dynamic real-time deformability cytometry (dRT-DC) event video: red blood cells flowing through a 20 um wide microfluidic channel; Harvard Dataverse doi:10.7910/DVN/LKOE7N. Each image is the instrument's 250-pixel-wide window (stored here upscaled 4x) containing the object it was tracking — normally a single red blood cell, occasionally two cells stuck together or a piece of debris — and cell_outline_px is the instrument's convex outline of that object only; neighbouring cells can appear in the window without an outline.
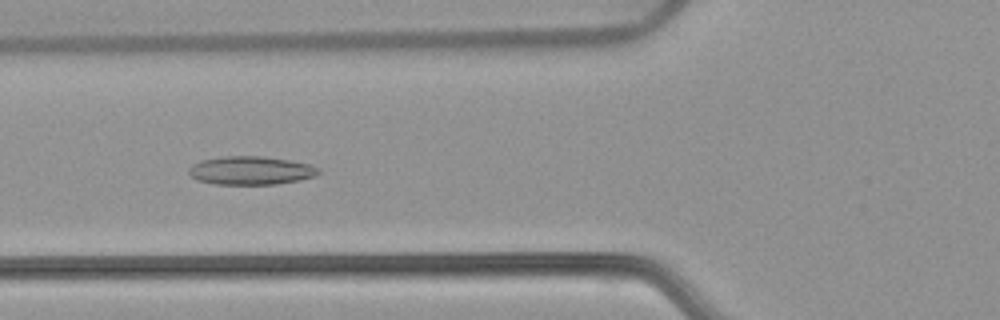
{"species": "common noctule bat (a hibernating species)", "species_latin": "Nyctalus noctula", "temperature_condition": "warm", "stored_images_in_passage": 53, "camera_frame_rate_fps": 3000, "um_per_image_px": 0.085, "animal": {"sex": "female", "body_mass_g": 22.7, "forearm_length_mm": 54.2}, "frame": {"image": 1, "passage_image": 20, "time_ms": 6.333, "image_size_px": [1000, 320], "cell_outline_px": [[320, 172], [316, 176], [300, 180], [276, 184], [216, 184], [196, 180], [188, 172], [188, 168], [192, 164], [200, 160], [224, 156], [264, 156], [312, 164], [320, 168]], "centroid_in_image_um": [21.33, 14.49], "position_along_channel_um": 104.5, "area_um2": 21.68}}
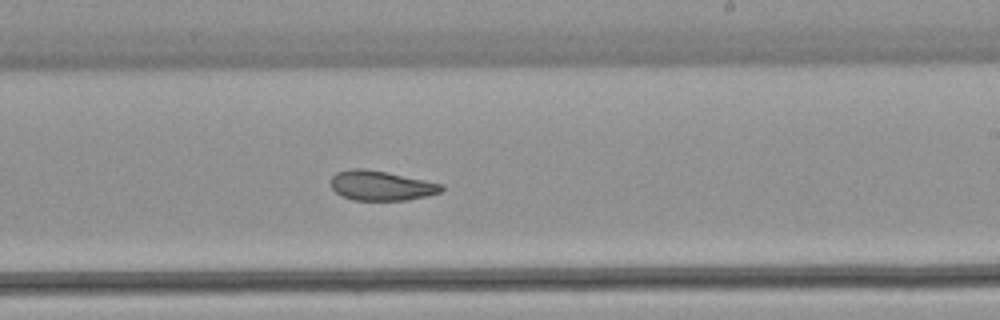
{"frame": {"image": 2, "passage_image": 32, "time_ms": 10.333, "image_size_px": [1000, 320], "cell_outline_px": [[444, 188], [440, 192], [428, 196], [408, 200], [352, 200], [340, 196], [332, 188], [332, 176], [336, 172], [348, 168], [364, 168], [444, 184]], "centroid_in_image_um": [32.38, 15.78], "position_along_channel_um": 256.6, "area_um2": 19.19}}
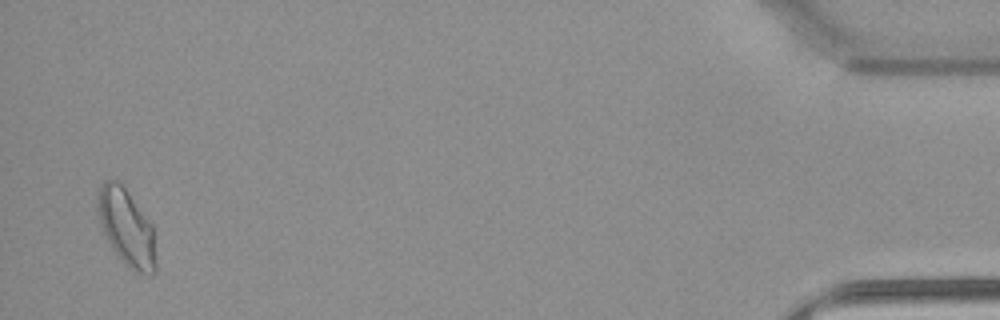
{"frame": {"image": 3, "passage_image": 52, "time_ms": 17.0, "image_size_px": [1000, 320], "cell_outline_px": [[156, 272], [148, 276], [136, 272], [128, 268], [124, 264], [112, 248], [104, 232], [96, 208], [96, 196], [104, 180], [116, 180], [124, 188], [152, 224], [156, 264]], "centroid_in_image_um": [10.75, 19.38], "position_along_channel_um": 424.4, "area_um2": 25.84}, "authors_computed_cell_mechanics": {"area_um2": 21.675, "velocity_mm_per_s": 3.8036, "shape_relaxation_time_tau1_ms": null, "shape_relaxation_time_tau2_ms": 1.7744, "deformation_change_tau1": null, "deformation_change_tau2": 0.0701}}